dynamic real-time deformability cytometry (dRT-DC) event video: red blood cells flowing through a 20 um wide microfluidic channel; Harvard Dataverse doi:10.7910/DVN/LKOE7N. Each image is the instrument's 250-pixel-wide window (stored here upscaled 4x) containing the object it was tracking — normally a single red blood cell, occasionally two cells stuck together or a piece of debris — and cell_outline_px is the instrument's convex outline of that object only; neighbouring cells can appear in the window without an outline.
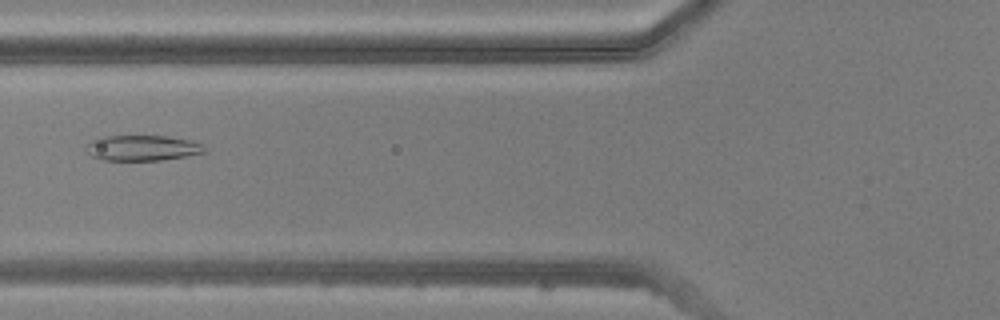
{"species": "common noctule bat (a hibernating species)", "species_latin": "Nyctalus noctula", "temperature_condition": "warm", "stored_images_in_passage": 34, "camera_frame_rate_fps": 3000, "um_per_image_px": 0.085, "animal": {"sex": "male", "body_mass_g": 20.5, "forearm_length_mm": 52.5}, "frame": {"image": 1, "passage_image": 4, "time_ms": 1.0, "image_size_px": [1000, 320], "cell_outline_px": [[208, 152], [160, 160], [104, 160], [92, 156], [84, 148], [92, 140], [100, 136], [168, 136], [188, 140], [204, 144]], "centroid_in_image_um": [12.11, 12.57], "position_along_channel_um": 113.7, "area_um2": 17.57}}
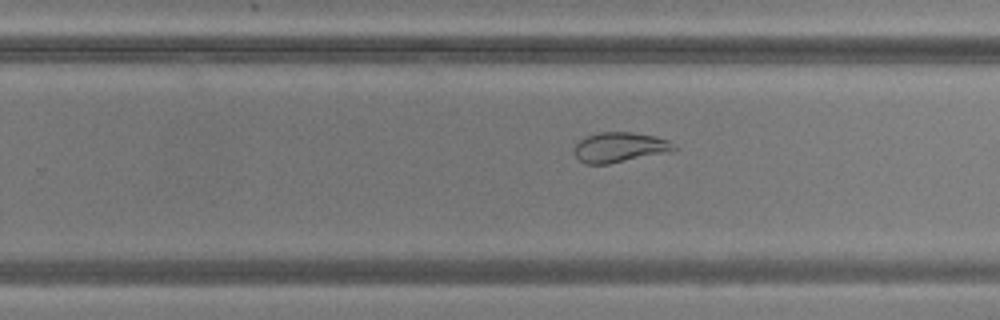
{"frame": {"image": 2, "passage_image": 16, "time_ms": 5.0, "image_size_px": [1000, 320], "cell_outline_px": [[680, 148], [676, 152], [608, 164], [584, 164], [576, 156], [576, 144], [584, 136], [600, 132], [632, 132], [652, 136], [668, 140], [676, 144]], "centroid_in_image_um": [52.78, 12.53], "position_along_channel_um": 277.0, "area_um2": 17.8}}
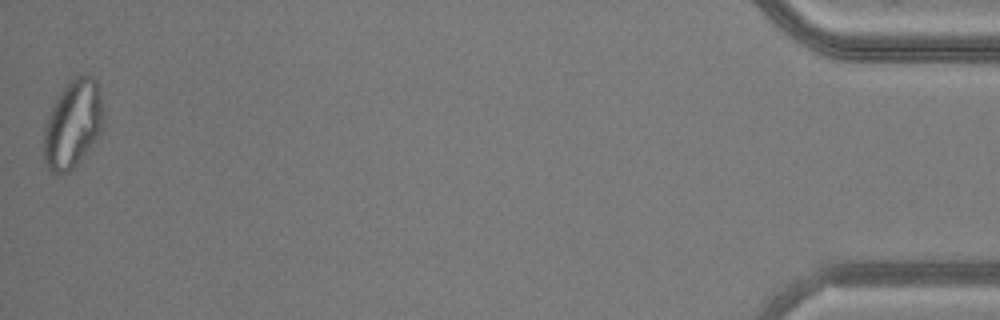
{"frame": {"image": 3, "passage_image": 34, "time_ms": 11.0, "image_size_px": [1000, 320], "cell_outline_px": [[104, 124], [100, 136], [76, 164], [68, 172], [60, 176], [52, 172], [48, 168], [44, 160], [44, 124], [52, 104], [60, 92], [76, 76], [84, 72], [88, 72], [96, 80], [104, 108]], "centroid_in_image_um": [6.21, 10.53], "position_along_channel_um": 429.0, "area_um2": 31.1}}